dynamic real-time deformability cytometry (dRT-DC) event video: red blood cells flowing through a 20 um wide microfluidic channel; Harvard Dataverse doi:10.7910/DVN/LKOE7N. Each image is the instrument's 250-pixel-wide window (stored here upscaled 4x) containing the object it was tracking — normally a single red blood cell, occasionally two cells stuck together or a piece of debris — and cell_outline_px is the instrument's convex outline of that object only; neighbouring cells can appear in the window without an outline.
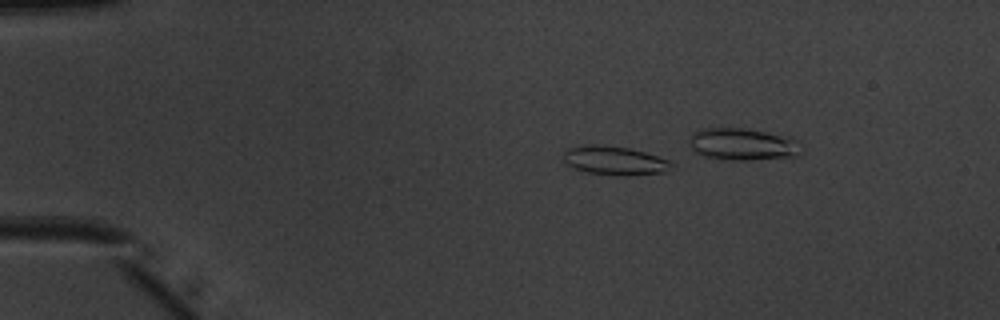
{"species": "common noctule bat (a hibernating species)", "species_latin": "Nyctalus noctula", "temperature_condition": "warm", "stored_images_in_passage": 11, "camera_frame_rate_fps": 3000, "um_per_image_px": 0.085, "animal": {"sex": "male", "body_mass_g": 20.1, "forearm_length_mm": 53.5}, "frame": {"image": 1, "passage_image": 5, "time_ms": 1.333, "image_size_px": [1000, 320], "cell_outline_px": [[676, 164], [664, 172], [588, 172], [572, 168], [564, 160], [564, 152], [568, 148], [584, 144], [596, 144], [628, 148], [644, 152], [668, 160]], "centroid_in_image_um": [52.17, 13.57], "position_along_channel_um": 32.8, "area_um2": 16.94}}